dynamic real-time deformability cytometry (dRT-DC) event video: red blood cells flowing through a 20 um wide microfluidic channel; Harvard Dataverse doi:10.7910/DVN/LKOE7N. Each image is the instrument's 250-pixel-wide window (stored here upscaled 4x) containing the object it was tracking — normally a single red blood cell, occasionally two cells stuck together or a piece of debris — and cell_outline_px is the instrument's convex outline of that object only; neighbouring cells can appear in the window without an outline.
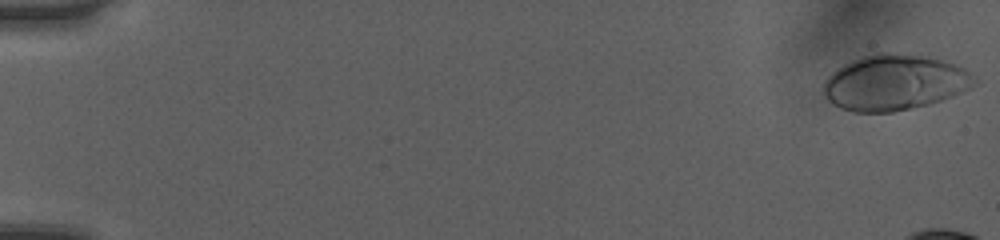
{"species": "human", "species_latin": "Homo sapiens", "temperature_condition": "room temperature", "stored_images_in_passage": 14, "camera_frame_rate_fps": 3000, "um_per_image_px": 0.085, "donor": {"sex": "female"}, "frame": {"image": 1, "passage_image": 1, "time_ms": 0.0, "image_size_px": [1000, 240], "cell_outline_px": [[980, 84], [964, 92], [928, 104], [912, 108], [892, 112], [852, 112], [840, 108], [832, 104], [820, 92], [824, 80], [836, 68], [852, 60], [876, 52], [892, 52], [924, 56], [940, 60], [964, 68], [972, 72], [980, 80]], "centroid_in_image_um": [76.04, 7.02], "position_along_channel_um": 9.0, "area_um2": 49.59}}